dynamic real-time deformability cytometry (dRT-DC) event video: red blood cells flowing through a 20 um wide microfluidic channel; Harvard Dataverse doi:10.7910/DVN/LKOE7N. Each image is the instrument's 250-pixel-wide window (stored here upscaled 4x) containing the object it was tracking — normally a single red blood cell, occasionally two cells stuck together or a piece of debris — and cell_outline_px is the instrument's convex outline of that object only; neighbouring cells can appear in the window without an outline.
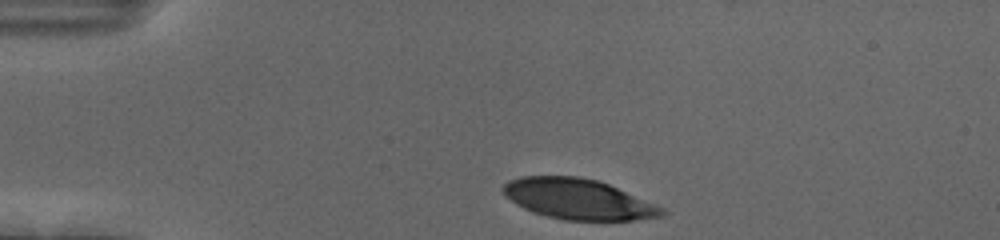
{"species": "human", "species_latin": "Homo sapiens", "temperature_condition": "cold", "stored_images_in_passage": 35, "camera_frame_rate_fps": 3000, "um_per_image_px": 0.085, "donor": {"sex": "female"}, "frame": {"image": 1, "passage_image": 1, "time_ms": 0.0, "image_size_px": [1000, 240], "cell_outline_px": [[668, 212], [664, 216], [632, 220], [564, 220], [532, 212], [516, 204], [504, 196], [500, 188], [508, 180], [520, 176], [580, 176], [596, 180], [608, 184], [664, 208]], "centroid_in_image_um": [49.1, 16.92], "position_along_channel_um": 35.9, "area_um2": 37.45}}
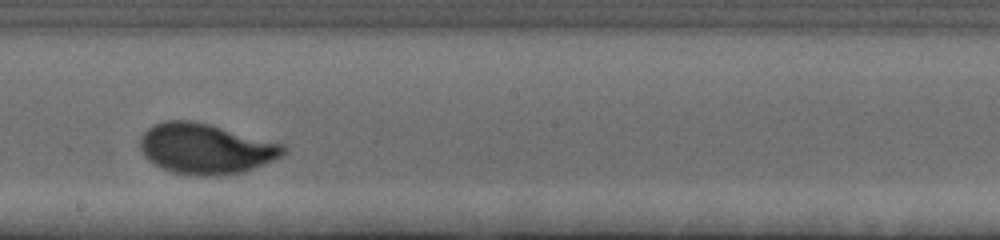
{"frame": {"image": 2, "passage_image": 21, "time_ms": 6.667, "image_size_px": [1000, 240], "cell_outline_px": [[288, 152], [264, 164], [244, 172], [216, 176], [196, 176], [172, 172], [148, 160], [144, 156], [140, 148], [140, 136], [152, 124], [164, 120], [192, 120], [208, 124], [284, 144], [288, 148]], "centroid_in_image_um": [17.47, 12.64], "position_along_channel_um": 230.7, "area_um2": 42.19}}
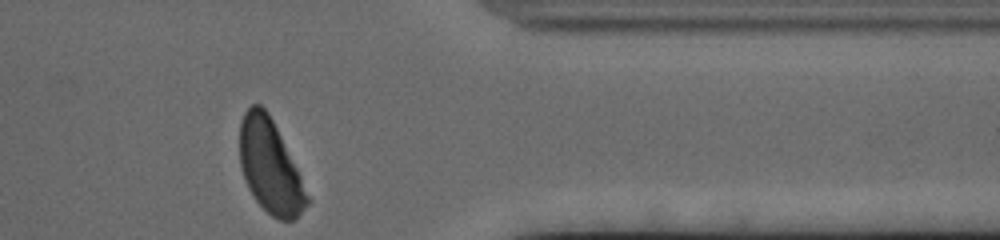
{"frame": {"image": 3, "passage_image": 35, "time_ms": 11.333, "image_size_px": [1000, 240], "cell_outline_px": [[312, 200], [292, 220], [280, 220], [272, 216], [256, 200], [248, 188], [240, 164], [240, 120], [244, 112], [252, 104], [260, 104], [268, 112]], "centroid_in_image_um": [22.95, 14.15], "position_along_channel_um": 388.5, "area_um2": 36.01}, "authors_computed_cell_mechanics": {"area_um2": 40.46, "velocity_mm_per_s": 3.6501, "shape_relaxation_time_tau1_ms": 2.6823, "shape_relaxation_time_tau2_ms": null, "deformation_change_tau1": 0.1834, "deformation_change_tau2": null}}